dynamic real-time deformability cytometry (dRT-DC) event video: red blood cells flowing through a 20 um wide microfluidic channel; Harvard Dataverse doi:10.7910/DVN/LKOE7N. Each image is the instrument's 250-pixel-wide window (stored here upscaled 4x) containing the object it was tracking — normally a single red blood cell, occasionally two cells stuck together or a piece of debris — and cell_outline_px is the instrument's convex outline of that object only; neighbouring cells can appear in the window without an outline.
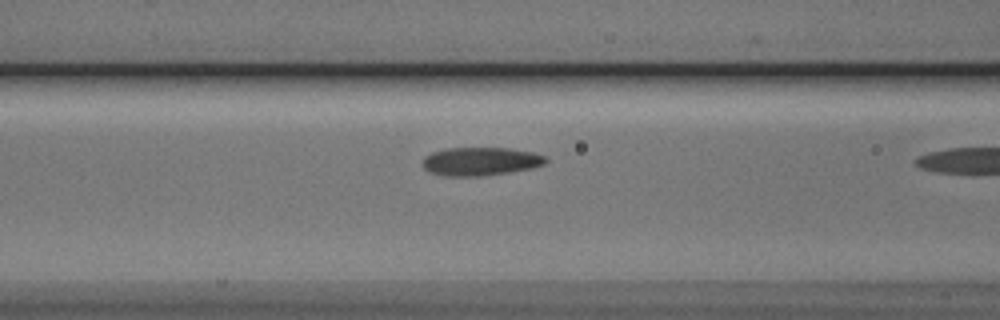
{"species": "Egyptian fruit bat (a non-hibernating species)", "species_latin": "Rousettus aegyptiacus", "temperature_condition": "cold", "stored_images_in_passage": 8, "camera_frame_rate_fps": 3000, "um_per_image_px": 0.085, "animal": {"sex": "male"}, "frame": {"image": 1, "passage_image": 7, "time_ms": 2.0, "image_size_px": [1000, 320], "cell_outline_px": [[548, 160], [544, 164], [532, 168], [508, 172], [480, 176], [444, 176], [428, 172], [424, 168], [424, 156], [432, 152], [448, 148], [508, 148], [532, 152], [544, 156]], "centroid_in_image_um": [40.82, 13.72], "position_along_channel_um": 125.8, "area_um2": 20.23}}